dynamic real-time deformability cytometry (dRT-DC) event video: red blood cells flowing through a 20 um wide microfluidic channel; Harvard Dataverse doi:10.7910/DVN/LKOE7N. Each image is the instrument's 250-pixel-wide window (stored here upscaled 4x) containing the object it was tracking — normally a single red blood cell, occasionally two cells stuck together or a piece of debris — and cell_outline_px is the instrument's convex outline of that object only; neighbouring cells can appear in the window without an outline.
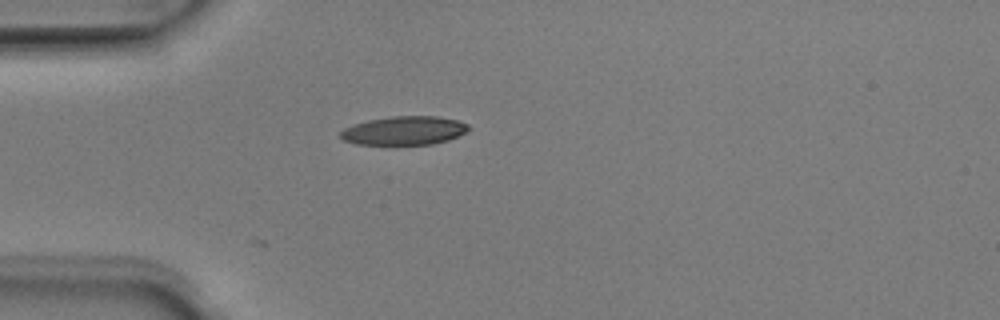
{"species": "Egyptian fruit bat (a non-hibernating species)", "species_latin": "Rousettus aegyptiacus", "temperature_condition": "room temperature", "stored_images_in_passage": 37, "camera_frame_rate_fps": 3000, "um_per_image_px": 0.085, "animal": {"sex": "male"}, "frame": {"image": 1, "passage_image": 1, "time_ms": 0.0, "image_size_px": [1000, 320], "cell_outline_px": [[468, 128], [464, 132], [448, 140], [432, 144], [356, 144], [344, 140], [340, 136], [340, 132], [344, 128], [352, 124], [368, 120], [392, 116], [436, 116], [456, 120], [468, 124]], "centroid_in_image_um": [34.31, 11.09], "position_along_channel_um": 50.7, "area_um2": 21.15}}
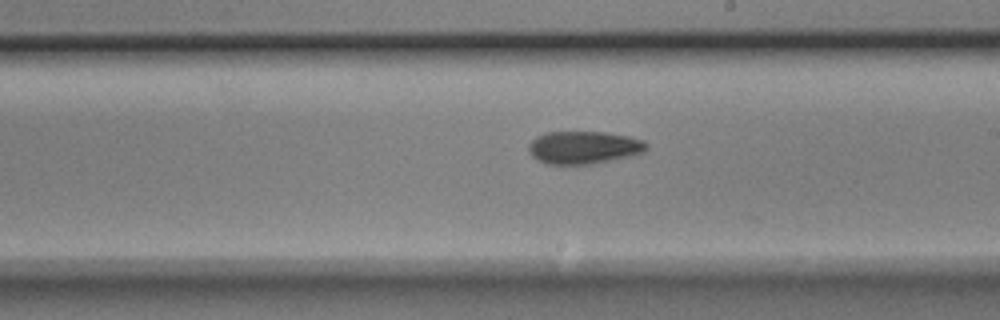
{"frame": {"image": 2, "passage_image": 16, "time_ms": 5.0, "image_size_px": [1000, 320], "cell_outline_px": [[648, 148], [644, 152], [628, 156], [592, 164], [544, 164], [536, 160], [528, 152], [528, 144], [536, 136], [544, 132], [604, 132], [628, 136], [644, 140], [648, 144]], "centroid_in_image_um": [49.58, 12.53], "position_along_channel_um": 239.4, "area_um2": 22.66}}
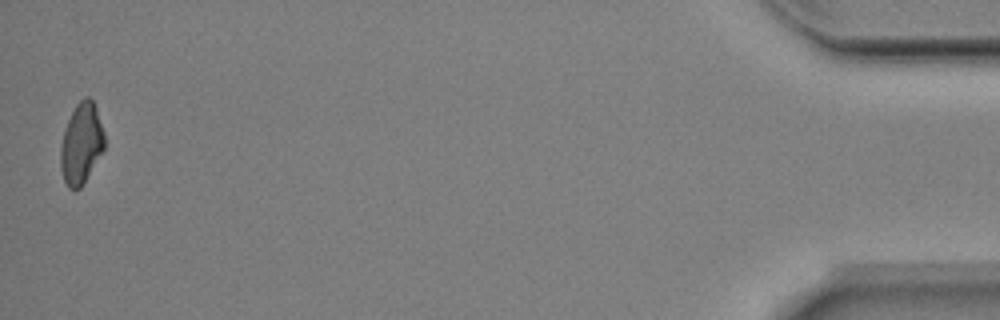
{"frame": {"image": 3, "passage_image": 37, "time_ms": 12.0, "image_size_px": [1000, 320], "cell_outline_px": [[104, 148], [80, 188], [68, 188], [64, 180], [60, 168], [60, 148], [64, 132], [68, 120], [76, 104], [84, 96], [88, 96], [92, 100], [96, 108], [104, 132]], "centroid_in_image_um": [6.9, 12.18], "position_along_channel_um": 428.3, "area_um2": 20.29}, "authors_computed_cell_mechanics": {"area_um2": 22.0218, "velocity_mm_per_s": 4.0188, "shape_relaxation_time_tau1_ms": 3.4523, "shape_relaxation_time_tau2_ms": 8.8771, "deformation_change_tau1": 0.1238, "deformation_change_tau2": 0.1693}}